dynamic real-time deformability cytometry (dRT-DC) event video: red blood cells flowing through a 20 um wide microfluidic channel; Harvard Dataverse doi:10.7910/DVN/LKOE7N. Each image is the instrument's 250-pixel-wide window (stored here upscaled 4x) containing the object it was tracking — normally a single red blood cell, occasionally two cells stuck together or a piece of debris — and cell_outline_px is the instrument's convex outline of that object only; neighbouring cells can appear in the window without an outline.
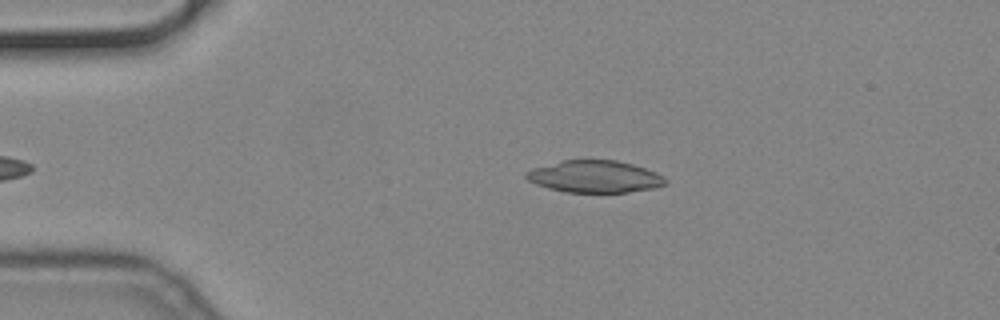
{"species": "common noctule bat (a hibernating species)", "species_latin": "Nyctalus noctula", "temperature_condition": "cold", "stored_images_in_passage": 39, "camera_frame_rate_fps": 3000, "um_per_image_px": 0.085, "animal": {"sex": "male", "body_mass_g": 19.2, "forearm_length_mm": 51.8}, "frame": {"image": 1, "passage_image": 2, "time_ms": 0.333, "image_size_px": [1000, 320], "cell_outline_px": [[668, 184], [656, 188], [628, 192], [564, 192], [548, 188], [536, 184], [528, 180], [524, 176], [524, 172], [532, 168], [564, 160], [616, 160], [632, 164], [656, 172], [664, 176], [668, 180]], "centroid_in_image_um": [50.57, 15.01], "position_along_channel_um": 34.4, "area_um2": 26.18}}
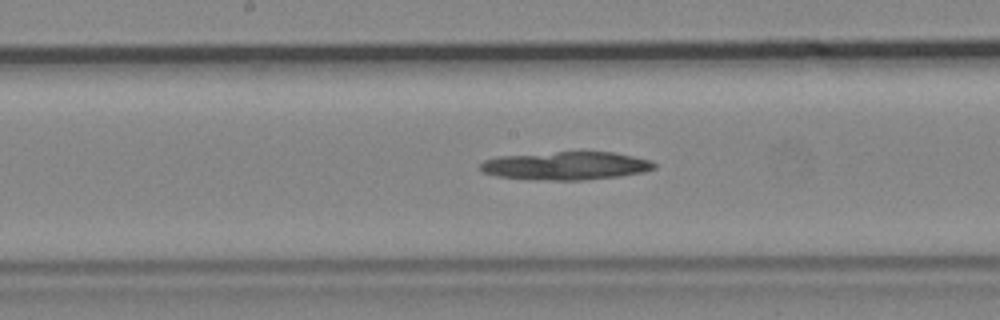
{"frame": {"image": 2, "passage_image": 19, "time_ms": 6.0, "image_size_px": [1000, 320], "cell_outline_px": [[656, 168], [644, 172], [620, 176], [584, 180], [532, 180], [496, 176], [480, 172], [480, 164], [484, 160], [496, 156], [556, 152], [612, 152], [652, 160], [656, 164]], "centroid_in_image_um": [48.08, 14.1], "position_along_channel_um": 200.1, "area_um2": 28.84}}
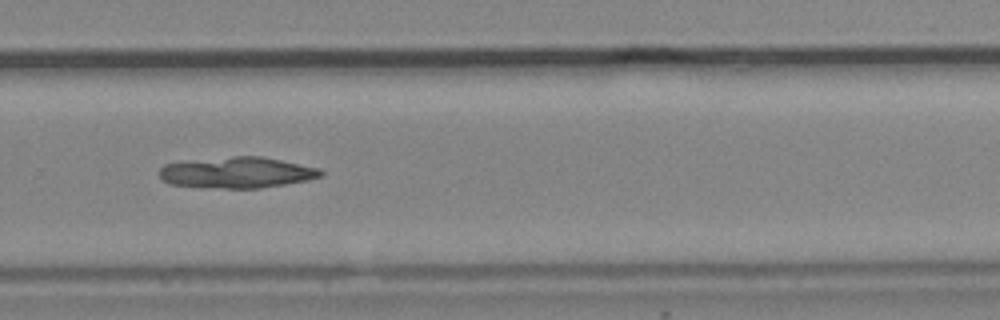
{"frame": {"image": 3, "passage_image": 28, "time_ms": 9.0, "image_size_px": [1000, 320], "cell_outline_px": [[324, 172], [320, 176], [304, 180], [284, 184], [260, 188], [224, 188], [168, 184], [160, 176], [160, 168], [164, 164], [232, 156], [260, 156], [320, 168]], "centroid_in_image_um": [20.15, 14.66], "position_along_channel_um": 309.7, "area_um2": 28.61}}